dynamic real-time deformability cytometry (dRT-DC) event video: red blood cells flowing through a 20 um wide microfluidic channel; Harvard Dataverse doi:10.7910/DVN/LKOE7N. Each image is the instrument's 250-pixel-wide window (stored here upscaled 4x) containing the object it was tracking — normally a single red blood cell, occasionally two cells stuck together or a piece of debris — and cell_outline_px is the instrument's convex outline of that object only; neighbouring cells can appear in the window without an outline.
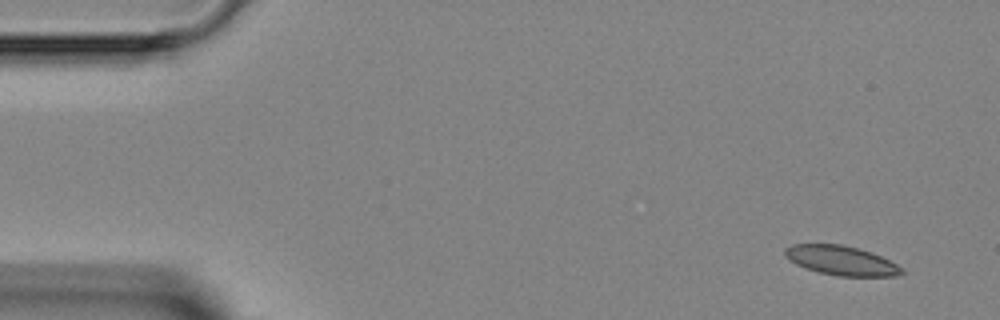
{"species": "Egyptian fruit bat (a non-hibernating species)", "species_latin": "Rousettus aegyptiacus", "temperature_condition": "room temperature", "stored_images_in_passage": 4, "camera_frame_rate_fps": 3000, "um_per_image_px": 0.085, "animal": {"sex": "female"}, "frame": {"image": 1, "passage_image": 1, "time_ms": 0.0, "image_size_px": [1000, 320], "cell_outline_px": [[904, 272], [896, 276], [836, 276], [820, 272], [796, 264], [788, 260], [784, 256], [784, 248], [792, 244], [840, 244], [872, 252], [904, 268]], "centroid_in_image_um": [71.49, 22.14], "position_along_channel_um": 13.5, "area_um2": 19.94}}
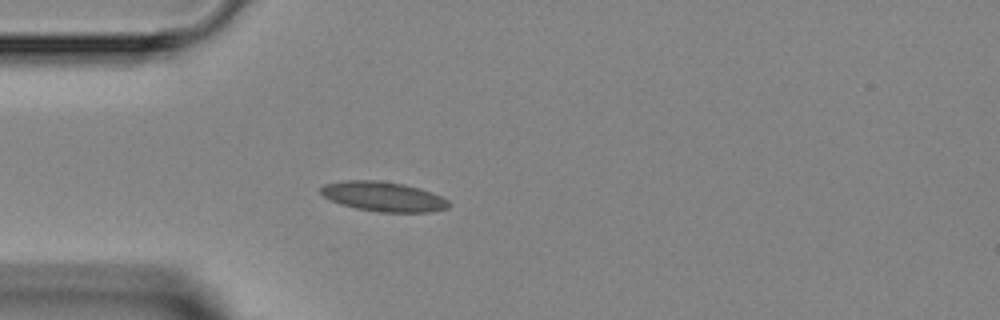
{"frame": {"image": 2, "passage_image": 4, "time_ms": 3.333, "image_size_px": [1000, 320], "cell_outline_px": [[452, 204], [448, 208], [432, 212], [380, 212], [356, 208], [340, 204], [324, 196], [320, 192], [320, 188], [324, 184], [340, 180], [380, 180], [404, 184], [420, 188], [440, 196], [448, 200]], "centroid_in_image_um": [32.59, 16.7], "position_along_channel_um": 52.4, "area_um2": 22.31}}